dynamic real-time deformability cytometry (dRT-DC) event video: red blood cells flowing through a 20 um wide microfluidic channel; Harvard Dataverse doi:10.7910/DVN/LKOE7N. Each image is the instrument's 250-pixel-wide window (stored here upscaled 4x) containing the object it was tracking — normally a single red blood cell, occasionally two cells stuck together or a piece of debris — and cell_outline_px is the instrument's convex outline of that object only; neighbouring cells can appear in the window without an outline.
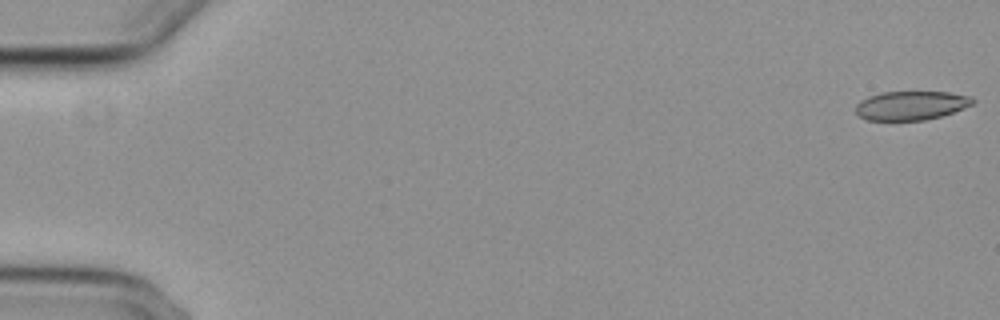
{"species": "common noctule bat (a hibernating species)", "species_latin": "Nyctalus noctula", "temperature_condition": "cold", "stored_images_in_passage": 48, "camera_frame_rate_fps": 3000, "um_per_image_px": 0.085, "animal": {"sex": "female", "body_mass_g": 29.2, "forearm_length_mm": 56.3}, "frame": {"image": 1, "passage_image": 1, "time_ms": 0.0, "image_size_px": [1000, 320], "cell_outline_px": [[976, 100], [972, 104], [964, 108], [940, 116], [924, 120], [868, 120], [860, 116], [856, 112], [856, 104], [860, 100], [868, 96], [884, 92], [948, 92], [972, 96]], "centroid_in_image_um": [77.45, 8.96], "position_along_channel_um": 7.6, "area_um2": 19.65}}
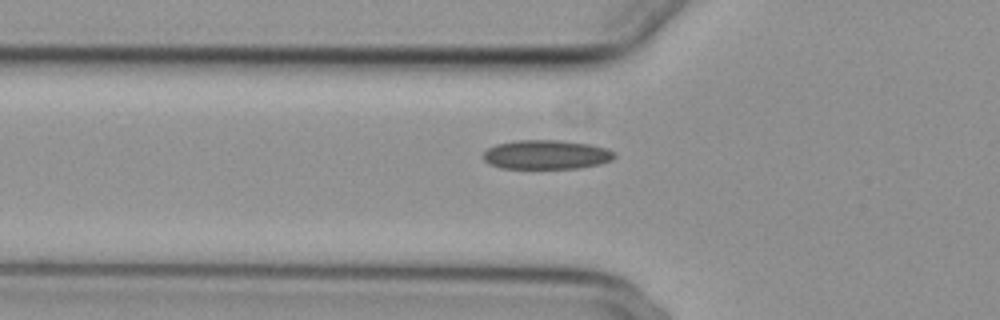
{"frame": {"image": 2, "passage_image": 20, "time_ms": 6.333, "image_size_px": [1000, 320], "cell_outline_px": [[616, 156], [612, 160], [600, 164], [580, 168], [500, 168], [488, 164], [484, 160], [484, 152], [488, 148], [496, 144], [516, 140], [560, 140], [588, 144], [604, 148], [616, 152]], "centroid_in_image_um": [46.43, 13.14], "position_along_channel_um": 79.4, "area_um2": 22.37}}
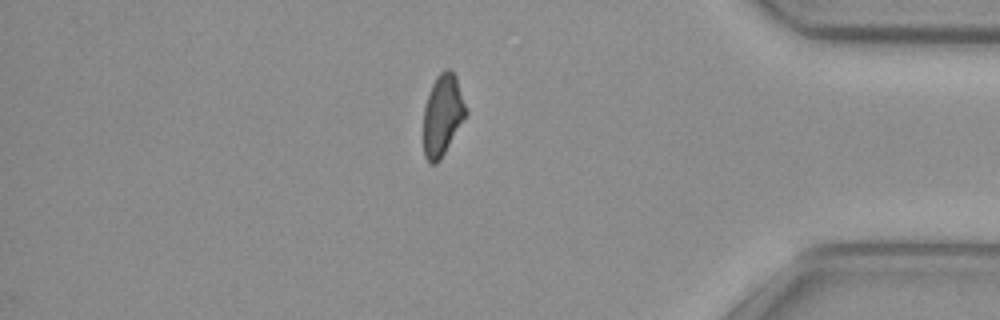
{"frame": {"image": 3, "passage_image": 48, "time_ms": 15.667, "image_size_px": [1000, 320], "cell_outline_px": [[468, 112], [440, 160], [436, 164], [432, 164], [424, 156], [424, 108], [432, 84], [436, 76], [444, 68], [448, 68], [456, 76]], "centroid_in_image_um": [37.62, 9.76], "position_along_channel_um": 397.6, "area_um2": 19.88}, "authors_computed_cell_mechanics": {"area_um2": 21.4149, "velocity_mm_per_s": 3.7354, "shape_relaxation_time_tau1_ms": null, "shape_relaxation_time_tau2_ms": 10.7285, "deformation_change_tau1": null, "deformation_change_tau2": 0.1675}}